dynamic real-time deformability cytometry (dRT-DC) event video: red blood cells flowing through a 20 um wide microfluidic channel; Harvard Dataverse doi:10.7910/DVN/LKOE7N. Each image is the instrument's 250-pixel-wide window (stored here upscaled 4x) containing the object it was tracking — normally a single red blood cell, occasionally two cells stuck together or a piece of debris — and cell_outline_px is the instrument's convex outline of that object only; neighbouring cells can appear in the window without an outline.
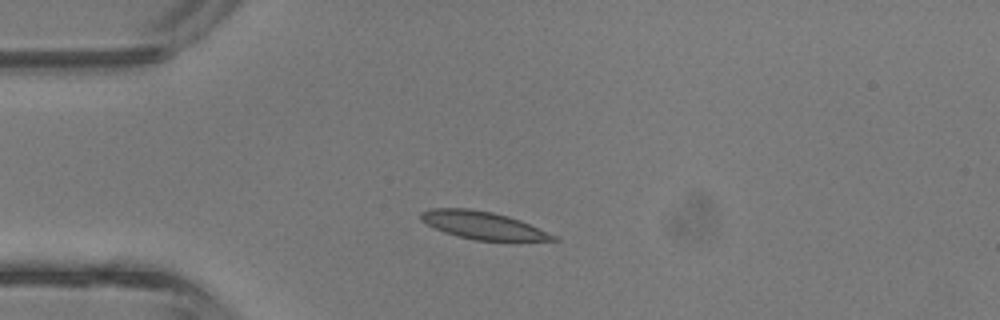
{"species": "common noctule bat (a hibernating species)", "species_latin": "Nyctalus noctula", "temperature_condition": "room temperature", "stored_images_in_passage": 2, "camera_frame_rate_fps": 3000, "um_per_image_px": 0.085, "animal": {"sex": "male", "body_mass_g": 13.3}, "frame": {"image": 1, "passage_image": 2, "time_ms": 0.333, "image_size_px": [1000, 320], "cell_outline_px": [[560, 240], [476, 240], [444, 232], [420, 220], [420, 212], [432, 208], [468, 208], [492, 212], [508, 216], [520, 220], [556, 236]], "centroid_in_image_um": [41.0, 19.13], "position_along_channel_um": 44.0, "area_um2": 20.87}}